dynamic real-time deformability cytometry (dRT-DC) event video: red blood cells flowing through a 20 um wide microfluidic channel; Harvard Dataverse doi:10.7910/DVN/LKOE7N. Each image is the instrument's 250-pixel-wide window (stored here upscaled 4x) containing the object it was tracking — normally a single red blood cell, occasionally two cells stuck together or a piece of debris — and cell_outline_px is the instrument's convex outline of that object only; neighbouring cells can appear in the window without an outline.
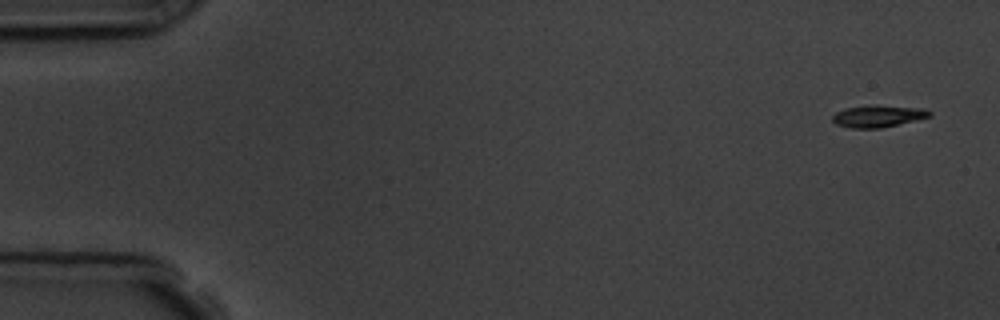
{"species": "common noctule bat (a hibernating species)", "species_latin": "Nyctalus noctula", "temperature_condition": "room temperature", "stored_images_in_passage": 5, "camera_frame_rate_fps": 3000, "um_per_image_px": 0.085, "animal": {"sex": "male", "body_mass_g": 19.5, "forearm_length_mm": 54.6}, "frame": {"image": 1, "passage_image": 1, "time_ms": 0.0, "image_size_px": [1000, 320], "cell_outline_px": [[932, 116], [880, 128], [852, 128], [836, 124], [832, 120], [832, 116], [836, 112], [844, 108], [872, 104], [876, 104], [924, 108], [932, 112]], "centroid_in_image_um": [74.63, 9.85], "position_along_channel_um": 10.4, "area_um2": 12.6}}
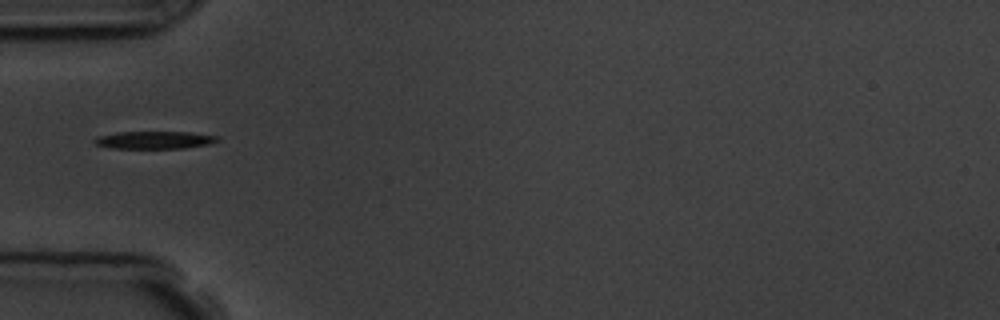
{"frame": {"image": 2, "passage_image": 5, "time_ms": 5.333, "image_size_px": [1000, 320], "cell_outline_px": [[220, 140], [208, 144], [184, 148], [112, 148], [96, 144], [92, 140], [96, 136], [116, 132], [188, 132], [220, 136]], "centroid_in_image_um": [13.12, 11.89], "position_along_channel_um": 71.9, "area_um2": 12.6}}